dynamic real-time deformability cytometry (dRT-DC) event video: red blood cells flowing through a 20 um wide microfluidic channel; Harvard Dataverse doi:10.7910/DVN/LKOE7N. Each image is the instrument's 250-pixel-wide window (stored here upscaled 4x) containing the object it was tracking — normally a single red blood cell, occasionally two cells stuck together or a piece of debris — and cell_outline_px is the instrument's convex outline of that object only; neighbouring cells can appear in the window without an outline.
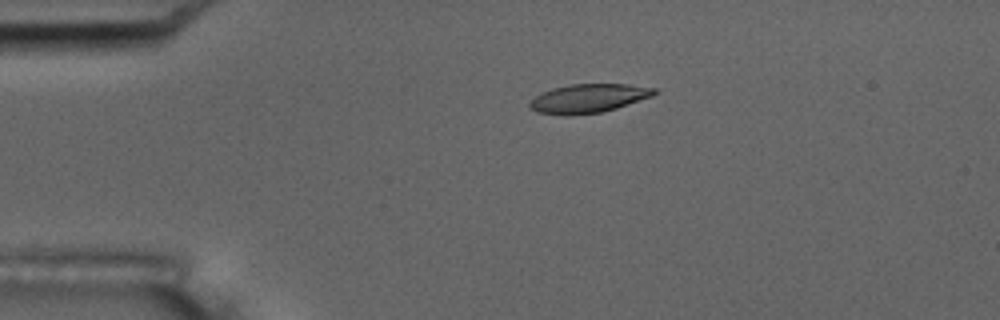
{"species": "common noctule bat (a hibernating species)", "species_latin": "Nyctalus noctula", "temperature_condition": "room temperature", "stored_images_in_passage": 9, "camera_frame_rate_fps": 3000, "um_per_image_px": 0.085, "animal": {"sex": "male", "body_mass_g": 17.5, "forearm_length_mm": 52.3}, "frame": {"image": 1, "passage_image": 4, "time_ms": 3.667, "image_size_px": [1000, 320], "cell_outline_px": [[660, 92], [652, 96], [616, 108], [600, 112], [568, 116], [536, 112], [528, 108], [528, 104], [540, 92], [552, 88], [568, 84], [628, 84], [656, 88]], "centroid_in_image_um": [49.99, 8.36], "position_along_channel_um": 35.0, "area_um2": 21.1}}
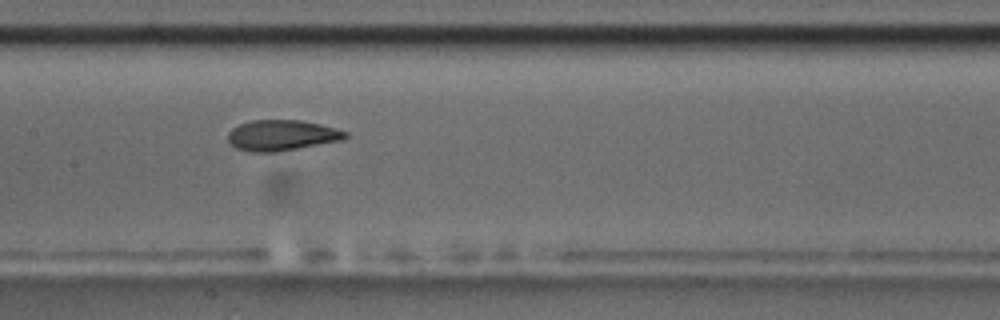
{"frame": {"image": 2, "passage_image": 8, "time_ms": 9.0, "image_size_px": [1000, 320], "cell_outline_px": [[348, 136], [340, 140], [276, 152], [248, 152], [236, 148], [228, 144], [228, 132], [232, 128], [240, 124], [252, 120], [300, 120], [320, 124], [336, 128], [348, 132]], "centroid_in_image_um": [23.9, 11.5], "position_along_channel_um": 183.5, "area_um2": 20.98}}